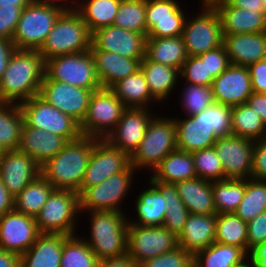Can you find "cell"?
<instances>
[{
	"label": "cell",
	"mask_w": 266,
	"mask_h": 267,
	"mask_svg": "<svg viewBox=\"0 0 266 267\" xmlns=\"http://www.w3.org/2000/svg\"><path fill=\"white\" fill-rule=\"evenodd\" d=\"M231 109L215 102L193 116L175 117L177 149L193 153L213 147L219 137L232 135Z\"/></svg>",
	"instance_id": "obj_1"
},
{
	"label": "cell",
	"mask_w": 266,
	"mask_h": 267,
	"mask_svg": "<svg viewBox=\"0 0 266 267\" xmlns=\"http://www.w3.org/2000/svg\"><path fill=\"white\" fill-rule=\"evenodd\" d=\"M45 60L38 50H18L11 55L0 79V102L18 103L39 94Z\"/></svg>",
	"instance_id": "obj_2"
},
{
	"label": "cell",
	"mask_w": 266,
	"mask_h": 267,
	"mask_svg": "<svg viewBox=\"0 0 266 267\" xmlns=\"http://www.w3.org/2000/svg\"><path fill=\"white\" fill-rule=\"evenodd\" d=\"M98 138L82 135L69 141L54 157L41 165V175L55 188L79 193L85 170Z\"/></svg>",
	"instance_id": "obj_3"
},
{
	"label": "cell",
	"mask_w": 266,
	"mask_h": 267,
	"mask_svg": "<svg viewBox=\"0 0 266 267\" xmlns=\"http://www.w3.org/2000/svg\"><path fill=\"white\" fill-rule=\"evenodd\" d=\"M121 211H91L89 238L82 239L89 245L97 260L127 254L128 219Z\"/></svg>",
	"instance_id": "obj_4"
},
{
	"label": "cell",
	"mask_w": 266,
	"mask_h": 267,
	"mask_svg": "<svg viewBox=\"0 0 266 267\" xmlns=\"http://www.w3.org/2000/svg\"><path fill=\"white\" fill-rule=\"evenodd\" d=\"M68 8L53 1H36L23 8L12 36L18 50H39L56 20Z\"/></svg>",
	"instance_id": "obj_5"
},
{
	"label": "cell",
	"mask_w": 266,
	"mask_h": 267,
	"mask_svg": "<svg viewBox=\"0 0 266 267\" xmlns=\"http://www.w3.org/2000/svg\"><path fill=\"white\" fill-rule=\"evenodd\" d=\"M92 46V33L82 16L68 7L56 20L38 52L44 60L60 55L84 52Z\"/></svg>",
	"instance_id": "obj_6"
},
{
	"label": "cell",
	"mask_w": 266,
	"mask_h": 267,
	"mask_svg": "<svg viewBox=\"0 0 266 267\" xmlns=\"http://www.w3.org/2000/svg\"><path fill=\"white\" fill-rule=\"evenodd\" d=\"M161 116L155 114L152 117L143 140L130 156V165L137 172L146 168L153 172L169 153L177 149V129L174 116L171 118Z\"/></svg>",
	"instance_id": "obj_7"
},
{
	"label": "cell",
	"mask_w": 266,
	"mask_h": 267,
	"mask_svg": "<svg viewBox=\"0 0 266 267\" xmlns=\"http://www.w3.org/2000/svg\"><path fill=\"white\" fill-rule=\"evenodd\" d=\"M79 214V193L55 189L35 219L40 233L70 236L76 234Z\"/></svg>",
	"instance_id": "obj_8"
},
{
	"label": "cell",
	"mask_w": 266,
	"mask_h": 267,
	"mask_svg": "<svg viewBox=\"0 0 266 267\" xmlns=\"http://www.w3.org/2000/svg\"><path fill=\"white\" fill-rule=\"evenodd\" d=\"M44 79H52L89 90L101 88L90 50L46 59Z\"/></svg>",
	"instance_id": "obj_9"
},
{
	"label": "cell",
	"mask_w": 266,
	"mask_h": 267,
	"mask_svg": "<svg viewBox=\"0 0 266 267\" xmlns=\"http://www.w3.org/2000/svg\"><path fill=\"white\" fill-rule=\"evenodd\" d=\"M136 170L130 165L126 170L111 175L100 184L87 187L80 195V212L122 211L123 199L134 184Z\"/></svg>",
	"instance_id": "obj_10"
},
{
	"label": "cell",
	"mask_w": 266,
	"mask_h": 267,
	"mask_svg": "<svg viewBox=\"0 0 266 267\" xmlns=\"http://www.w3.org/2000/svg\"><path fill=\"white\" fill-rule=\"evenodd\" d=\"M24 121L37 129L64 137L68 142L82 136L80 124L53 105L39 94L20 103Z\"/></svg>",
	"instance_id": "obj_11"
},
{
	"label": "cell",
	"mask_w": 266,
	"mask_h": 267,
	"mask_svg": "<svg viewBox=\"0 0 266 267\" xmlns=\"http://www.w3.org/2000/svg\"><path fill=\"white\" fill-rule=\"evenodd\" d=\"M126 109L110 88L93 91L87 113L80 124L84 136L105 139L119 122Z\"/></svg>",
	"instance_id": "obj_12"
},
{
	"label": "cell",
	"mask_w": 266,
	"mask_h": 267,
	"mask_svg": "<svg viewBox=\"0 0 266 267\" xmlns=\"http://www.w3.org/2000/svg\"><path fill=\"white\" fill-rule=\"evenodd\" d=\"M182 38L187 56H199L221 46L223 32L215 7L202 6L197 16L186 17Z\"/></svg>",
	"instance_id": "obj_13"
},
{
	"label": "cell",
	"mask_w": 266,
	"mask_h": 267,
	"mask_svg": "<svg viewBox=\"0 0 266 267\" xmlns=\"http://www.w3.org/2000/svg\"><path fill=\"white\" fill-rule=\"evenodd\" d=\"M177 247L178 237L164 226H138L128 223L127 254L138 266Z\"/></svg>",
	"instance_id": "obj_14"
},
{
	"label": "cell",
	"mask_w": 266,
	"mask_h": 267,
	"mask_svg": "<svg viewBox=\"0 0 266 267\" xmlns=\"http://www.w3.org/2000/svg\"><path fill=\"white\" fill-rule=\"evenodd\" d=\"M130 166V156L111 146L105 139H99L89 157L80 194L87 188L100 184L111 175L126 170Z\"/></svg>",
	"instance_id": "obj_15"
},
{
	"label": "cell",
	"mask_w": 266,
	"mask_h": 267,
	"mask_svg": "<svg viewBox=\"0 0 266 267\" xmlns=\"http://www.w3.org/2000/svg\"><path fill=\"white\" fill-rule=\"evenodd\" d=\"M255 141L240 136H222L214 143V149L220 158L224 179L251 178Z\"/></svg>",
	"instance_id": "obj_16"
},
{
	"label": "cell",
	"mask_w": 266,
	"mask_h": 267,
	"mask_svg": "<svg viewBox=\"0 0 266 267\" xmlns=\"http://www.w3.org/2000/svg\"><path fill=\"white\" fill-rule=\"evenodd\" d=\"M93 91L95 90L83 89L52 79H43L39 95L81 124L86 116Z\"/></svg>",
	"instance_id": "obj_17"
},
{
	"label": "cell",
	"mask_w": 266,
	"mask_h": 267,
	"mask_svg": "<svg viewBox=\"0 0 266 267\" xmlns=\"http://www.w3.org/2000/svg\"><path fill=\"white\" fill-rule=\"evenodd\" d=\"M177 1H146L147 38L182 36L187 16Z\"/></svg>",
	"instance_id": "obj_18"
},
{
	"label": "cell",
	"mask_w": 266,
	"mask_h": 267,
	"mask_svg": "<svg viewBox=\"0 0 266 267\" xmlns=\"http://www.w3.org/2000/svg\"><path fill=\"white\" fill-rule=\"evenodd\" d=\"M36 219L15 209L0 217V248L21 255L40 235Z\"/></svg>",
	"instance_id": "obj_19"
},
{
	"label": "cell",
	"mask_w": 266,
	"mask_h": 267,
	"mask_svg": "<svg viewBox=\"0 0 266 267\" xmlns=\"http://www.w3.org/2000/svg\"><path fill=\"white\" fill-rule=\"evenodd\" d=\"M146 38L144 34L110 25L92 33L90 50L113 52L123 57L143 60Z\"/></svg>",
	"instance_id": "obj_20"
},
{
	"label": "cell",
	"mask_w": 266,
	"mask_h": 267,
	"mask_svg": "<svg viewBox=\"0 0 266 267\" xmlns=\"http://www.w3.org/2000/svg\"><path fill=\"white\" fill-rule=\"evenodd\" d=\"M149 109L151 108H126L105 140L131 156L143 140L147 126L155 115Z\"/></svg>",
	"instance_id": "obj_21"
},
{
	"label": "cell",
	"mask_w": 266,
	"mask_h": 267,
	"mask_svg": "<svg viewBox=\"0 0 266 267\" xmlns=\"http://www.w3.org/2000/svg\"><path fill=\"white\" fill-rule=\"evenodd\" d=\"M40 174L41 165L25 153L18 150L2 152L0 179L13 197Z\"/></svg>",
	"instance_id": "obj_22"
},
{
	"label": "cell",
	"mask_w": 266,
	"mask_h": 267,
	"mask_svg": "<svg viewBox=\"0 0 266 267\" xmlns=\"http://www.w3.org/2000/svg\"><path fill=\"white\" fill-rule=\"evenodd\" d=\"M211 87L215 102L230 107L246 103L253 93L248 68L233 64L214 79Z\"/></svg>",
	"instance_id": "obj_23"
},
{
	"label": "cell",
	"mask_w": 266,
	"mask_h": 267,
	"mask_svg": "<svg viewBox=\"0 0 266 267\" xmlns=\"http://www.w3.org/2000/svg\"><path fill=\"white\" fill-rule=\"evenodd\" d=\"M230 64L245 66L266 59V32L223 35Z\"/></svg>",
	"instance_id": "obj_24"
},
{
	"label": "cell",
	"mask_w": 266,
	"mask_h": 267,
	"mask_svg": "<svg viewBox=\"0 0 266 267\" xmlns=\"http://www.w3.org/2000/svg\"><path fill=\"white\" fill-rule=\"evenodd\" d=\"M67 143L64 137L34 128L24 121L17 150L42 165L57 155Z\"/></svg>",
	"instance_id": "obj_25"
},
{
	"label": "cell",
	"mask_w": 266,
	"mask_h": 267,
	"mask_svg": "<svg viewBox=\"0 0 266 267\" xmlns=\"http://www.w3.org/2000/svg\"><path fill=\"white\" fill-rule=\"evenodd\" d=\"M221 19L223 35L266 32L265 12L244 10L227 1L214 6Z\"/></svg>",
	"instance_id": "obj_26"
},
{
	"label": "cell",
	"mask_w": 266,
	"mask_h": 267,
	"mask_svg": "<svg viewBox=\"0 0 266 267\" xmlns=\"http://www.w3.org/2000/svg\"><path fill=\"white\" fill-rule=\"evenodd\" d=\"M90 51L95 61L99 83L103 88H111L118 81L140 69L142 60L123 57L113 52Z\"/></svg>",
	"instance_id": "obj_27"
},
{
	"label": "cell",
	"mask_w": 266,
	"mask_h": 267,
	"mask_svg": "<svg viewBox=\"0 0 266 267\" xmlns=\"http://www.w3.org/2000/svg\"><path fill=\"white\" fill-rule=\"evenodd\" d=\"M216 214H189L178 236V245L194 255L215 242Z\"/></svg>",
	"instance_id": "obj_28"
},
{
	"label": "cell",
	"mask_w": 266,
	"mask_h": 267,
	"mask_svg": "<svg viewBox=\"0 0 266 267\" xmlns=\"http://www.w3.org/2000/svg\"><path fill=\"white\" fill-rule=\"evenodd\" d=\"M66 237L64 234L41 233L35 243L20 255V267H60Z\"/></svg>",
	"instance_id": "obj_29"
},
{
	"label": "cell",
	"mask_w": 266,
	"mask_h": 267,
	"mask_svg": "<svg viewBox=\"0 0 266 267\" xmlns=\"http://www.w3.org/2000/svg\"><path fill=\"white\" fill-rule=\"evenodd\" d=\"M177 193L191 214H217L212 182L198 177L175 183Z\"/></svg>",
	"instance_id": "obj_30"
},
{
	"label": "cell",
	"mask_w": 266,
	"mask_h": 267,
	"mask_svg": "<svg viewBox=\"0 0 266 267\" xmlns=\"http://www.w3.org/2000/svg\"><path fill=\"white\" fill-rule=\"evenodd\" d=\"M148 188L139 192L135 200V213L137 218L128 222L138 226H162L166 212V197L160 190L149 180Z\"/></svg>",
	"instance_id": "obj_31"
},
{
	"label": "cell",
	"mask_w": 266,
	"mask_h": 267,
	"mask_svg": "<svg viewBox=\"0 0 266 267\" xmlns=\"http://www.w3.org/2000/svg\"><path fill=\"white\" fill-rule=\"evenodd\" d=\"M140 69L145 75L151 95L158 102L164 103L179 82L180 70L149 61L146 57L141 61Z\"/></svg>",
	"instance_id": "obj_32"
},
{
	"label": "cell",
	"mask_w": 266,
	"mask_h": 267,
	"mask_svg": "<svg viewBox=\"0 0 266 267\" xmlns=\"http://www.w3.org/2000/svg\"><path fill=\"white\" fill-rule=\"evenodd\" d=\"M110 89L123 102L126 108H149L150 104L159 103L151 95L145 75L141 69L118 81Z\"/></svg>",
	"instance_id": "obj_33"
},
{
	"label": "cell",
	"mask_w": 266,
	"mask_h": 267,
	"mask_svg": "<svg viewBox=\"0 0 266 267\" xmlns=\"http://www.w3.org/2000/svg\"><path fill=\"white\" fill-rule=\"evenodd\" d=\"M151 176L159 182L175 184L197 177L192 153L175 149L153 170Z\"/></svg>",
	"instance_id": "obj_34"
},
{
	"label": "cell",
	"mask_w": 266,
	"mask_h": 267,
	"mask_svg": "<svg viewBox=\"0 0 266 267\" xmlns=\"http://www.w3.org/2000/svg\"><path fill=\"white\" fill-rule=\"evenodd\" d=\"M145 57L149 61L181 70L188 56L182 36H176L146 38Z\"/></svg>",
	"instance_id": "obj_35"
},
{
	"label": "cell",
	"mask_w": 266,
	"mask_h": 267,
	"mask_svg": "<svg viewBox=\"0 0 266 267\" xmlns=\"http://www.w3.org/2000/svg\"><path fill=\"white\" fill-rule=\"evenodd\" d=\"M249 259L240 247L213 242L193 255L194 267H237Z\"/></svg>",
	"instance_id": "obj_36"
},
{
	"label": "cell",
	"mask_w": 266,
	"mask_h": 267,
	"mask_svg": "<svg viewBox=\"0 0 266 267\" xmlns=\"http://www.w3.org/2000/svg\"><path fill=\"white\" fill-rule=\"evenodd\" d=\"M121 0H77L74 9L82 16L91 33L113 25Z\"/></svg>",
	"instance_id": "obj_37"
},
{
	"label": "cell",
	"mask_w": 266,
	"mask_h": 267,
	"mask_svg": "<svg viewBox=\"0 0 266 267\" xmlns=\"http://www.w3.org/2000/svg\"><path fill=\"white\" fill-rule=\"evenodd\" d=\"M24 116L20 104L0 102V150L13 151L19 146Z\"/></svg>",
	"instance_id": "obj_38"
},
{
	"label": "cell",
	"mask_w": 266,
	"mask_h": 267,
	"mask_svg": "<svg viewBox=\"0 0 266 267\" xmlns=\"http://www.w3.org/2000/svg\"><path fill=\"white\" fill-rule=\"evenodd\" d=\"M54 190L55 188L40 174L14 197V209L36 218Z\"/></svg>",
	"instance_id": "obj_39"
},
{
	"label": "cell",
	"mask_w": 266,
	"mask_h": 267,
	"mask_svg": "<svg viewBox=\"0 0 266 267\" xmlns=\"http://www.w3.org/2000/svg\"><path fill=\"white\" fill-rule=\"evenodd\" d=\"M149 180L166 197L167 212L162 226L178 237L190 214L189 210L179 197L175 184L156 181L152 176L149 177Z\"/></svg>",
	"instance_id": "obj_40"
},
{
	"label": "cell",
	"mask_w": 266,
	"mask_h": 267,
	"mask_svg": "<svg viewBox=\"0 0 266 267\" xmlns=\"http://www.w3.org/2000/svg\"><path fill=\"white\" fill-rule=\"evenodd\" d=\"M231 132L234 136L257 141L266 137V125L261 117L244 103L231 109Z\"/></svg>",
	"instance_id": "obj_41"
},
{
	"label": "cell",
	"mask_w": 266,
	"mask_h": 267,
	"mask_svg": "<svg viewBox=\"0 0 266 267\" xmlns=\"http://www.w3.org/2000/svg\"><path fill=\"white\" fill-rule=\"evenodd\" d=\"M215 242L238 246L248 254L247 222L235 213L216 214Z\"/></svg>",
	"instance_id": "obj_42"
},
{
	"label": "cell",
	"mask_w": 266,
	"mask_h": 267,
	"mask_svg": "<svg viewBox=\"0 0 266 267\" xmlns=\"http://www.w3.org/2000/svg\"><path fill=\"white\" fill-rule=\"evenodd\" d=\"M217 214L234 213L246 191V179H224L212 182Z\"/></svg>",
	"instance_id": "obj_43"
},
{
	"label": "cell",
	"mask_w": 266,
	"mask_h": 267,
	"mask_svg": "<svg viewBox=\"0 0 266 267\" xmlns=\"http://www.w3.org/2000/svg\"><path fill=\"white\" fill-rule=\"evenodd\" d=\"M266 211V180L246 179V191L234 212L243 221L249 222Z\"/></svg>",
	"instance_id": "obj_44"
},
{
	"label": "cell",
	"mask_w": 266,
	"mask_h": 267,
	"mask_svg": "<svg viewBox=\"0 0 266 267\" xmlns=\"http://www.w3.org/2000/svg\"><path fill=\"white\" fill-rule=\"evenodd\" d=\"M146 1L121 0L113 25L147 37Z\"/></svg>",
	"instance_id": "obj_45"
},
{
	"label": "cell",
	"mask_w": 266,
	"mask_h": 267,
	"mask_svg": "<svg viewBox=\"0 0 266 267\" xmlns=\"http://www.w3.org/2000/svg\"><path fill=\"white\" fill-rule=\"evenodd\" d=\"M70 235L63 241L60 267H97V257L79 236Z\"/></svg>",
	"instance_id": "obj_46"
},
{
	"label": "cell",
	"mask_w": 266,
	"mask_h": 267,
	"mask_svg": "<svg viewBox=\"0 0 266 267\" xmlns=\"http://www.w3.org/2000/svg\"><path fill=\"white\" fill-rule=\"evenodd\" d=\"M186 85V86H185ZM186 87V88H185ZM181 106L186 116H193L215 103L211 86L184 84L181 90Z\"/></svg>",
	"instance_id": "obj_47"
},
{
	"label": "cell",
	"mask_w": 266,
	"mask_h": 267,
	"mask_svg": "<svg viewBox=\"0 0 266 267\" xmlns=\"http://www.w3.org/2000/svg\"><path fill=\"white\" fill-rule=\"evenodd\" d=\"M194 169L198 178L207 181L224 180V169L214 147L205 148L192 153Z\"/></svg>",
	"instance_id": "obj_48"
},
{
	"label": "cell",
	"mask_w": 266,
	"mask_h": 267,
	"mask_svg": "<svg viewBox=\"0 0 266 267\" xmlns=\"http://www.w3.org/2000/svg\"><path fill=\"white\" fill-rule=\"evenodd\" d=\"M191 85L211 86L214 78L207 76L206 52L199 56H188L180 70V79Z\"/></svg>",
	"instance_id": "obj_49"
},
{
	"label": "cell",
	"mask_w": 266,
	"mask_h": 267,
	"mask_svg": "<svg viewBox=\"0 0 266 267\" xmlns=\"http://www.w3.org/2000/svg\"><path fill=\"white\" fill-rule=\"evenodd\" d=\"M139 267H193V255L179 246L142 262Z\"/></svg>",
	"instance_id": "obj_50"
},
{
	"label": "cell",
	"mask_w": 266,
	"mask_h": 267,
	"mask_svg": "<svg viewBox=\"0 0 266 267\" xmlns=\"http://www.w3.org/2000/svg\"><path fill=\"white\" fill-rule=\"evenodd\" d=\"M229 65V58L223 44L206 52L207 76H212L215 79L226 70Z\"/></svg>",
	"instance_id": "obj_51"
},
{
	"label": "cell",
	"mask_w": 266,
	"mask_h": 267,
	"mask_svg": "<svg viewBox=\"0 0 266 267\" xmlns=\"http://www.w3.org/2000/svg\"><path fill=\"white\" fill-rule=\"evenodd\" d=\"M248 255L257 245L266 242V211L247 222Z\"/></svg>",
	"instance_id": "obj_52"
},
{
	"label": "cell",
	"mask_w": 266,
	"mask_h": 267,
	"mask_svg": "<svg viewBox=\"0 0 266 267\" xmlns=\"http://www.w3.org/2000/svg\"><path fill=\"white\" fill-rule=\"evenodd\" d=\"M23 8L0 7V38L12 40Z\"/></svg>",
	"instance_id": "obj_53"
},
{
	"label": "cell",
	"mask_w": 266,
	"mask_h": 267,
	"mask_svg": "<svg viewBox=\"0 0 266 267\" xmlns=\"http://www.w3.org/2000/svg\"><path fill=\"white\" fill-rule=\"evenodd\" d=\"M251 178L266 180V137L255 141Z\"/></svg>",
	"instance_id": "obj_54"
},
{
	"label": "cell",
	"mask_w": 266,
	"mask_h": 267,
	"mask_svg": "<svg viewBox=\"0 0 266 267\" xmlns=\"http://www.w3.org/2000/svg\"><path fill=\"white\" fill-rule=\"evenodd\" d=\"M252 91L266 94V59L249 65L248 67Z\"/></svg>",
	"instance_id": "obj_55"
},
{
	"label": "cell",
	"mask_w": 266,
	"mask_h": 267,
	"mask_svg": "<svg viewBox=\"0 0 266 267\" xmlns=\"http://www.w3.org/2000/svg\"><path fill=\"white\" fill-rule=\"evenodd\" d=\"M16 50L14 43L10 39L0 38V79L5 72L9 59Z\"/></svg>",
	"instance_id": "obj_56"
},
{
	"label": "cell",
	"mask_w": 266,
	"mask_h": 267,
	"mask_svg": "<svg viewBox=\"0 0 266 267\" xmlns=\"http://www.w3.org/2000/svg\"><path fill=\"white\" fill-rule=\"evenodd\" d=\"M246 104L257 113L266 125V94L252 93Z\"/></svg>",
	"instance_id": "obj_57"
},
{
	"label": "cell",
	"mask_w": 266,
	"mask_h": 267,
	"mask_svg": "<svg viewBox=\"0 0 266 267\" xmlns=\"http://www.w3.org/2000/svg\"><path fill=\"white\" fill-rule=\"evenodd\" d=\"M97 267H139L128 254L98 261Z\"/></svg>",
	"instance_id": "obj_58"
},
{
	"label": "cell",
	"mask_w": 266,
	"mask_h": 267,
	"mask_svg": "<svg viewBox=\"0 0 266 267\" xmlns=\"http://www.w3.org/2000/svg\"><path fill=\"white\" fill-rule=\"evenodd\" d=\"M14 209V197L8 192L0 179V217Z\"/></svg>",
	"instance_id": "obj_59"
},
{
	"label": "cell",
	"mask_w": 266,
	"mask_h": 267,
	"mask_svg": "<svg viewBox=\"0 0 266 267\" xmlns=\"http://www.w3.org/2000/svg\"><path fill=\"white\" fill-rule=\"evenodd\" d=\"M249 260L256 267H266V242L257 245L250 251Z\"/></svg>",
	"instance_id": "obj_60"
},
{
	"label": "cell",
	"mask_w": 266,
	"mask_h": 267,
	"mask_svg": "<svg viewBox=\"0 0 266 267\" xmlns=\"http://www.w3.org/2000/svg\"><path fill=\"white\" fill-rule=\"evenodd\" d=\"M230 5L244 9L254 10L255 12H264L261 0H226Z\"/></svg>",
	"instance_id": "obj_61"
},
{
	"label": "cell",
	"mask_w": 266,
	"mask_h": 267,
	"mask_svg": "<svg viewBox=\"0 0 266 267\" xmlns=\"http://www.w3.org/2000/svg\"><path fill=\"white\" fill-rule=\"evenodd\" d=\"M0 267H20V255L0 248Z\"/></svg>",
	"instance_id": "obj_62"
},
{
	"label": "cell",
	"mask_w": 266,
	"mask_h": 267,
	"mask_svg": "<svg viewBox=\"0 0 266 267\" xmlns=\"http://www.w3.org/2000/svg\"><path fill=\"white\" fill-rule=\"evenodd\" d=\"M34 0H0V7L24 8Z\"/></svg>",
	"instance_id": "obj_63"
},
{
	"label": "cell",
	"mask_w": 266,
	"mask_h": 267,
	"mask_svg": "<svg viewBox=\"0 0 266 267\" xmlns=\"http://www.w3.org/2000/svg\"><path fill=\"white\" fill-rule=\"evenodd\" d=\"M201 6H207V7H214L220 2L226 1V0H200Z\"/></svg>",
	"instance_id": "obj_64"
},
{
	"label": "cell",
	"mask_w": 266,
	"mask_h": 267,
	"mask_svg": "<svg viewBox=\"0 0 266 267\" xmlns=\"http://www.w3.org/2000/svg\"><path fill=\"white\" fill-rule=\"evenodd\" d=\"M36 1H53V2H57V3L60 2V3H63L64 5H67L68 7H74L77 0H36ZM66 1H68V2H66ZM69 3H70V5H69Z\"/></svg>",
	"instance_id": "obj_65"
},
{
	"label": "cell",
	"mask_w": 266,
	"mask_h": 267,
	"mask_svg": "<svg viewBox=\"0 0 266 267\" xmlns=\"http://www.w3.org/2000/svg\"><path fill=\"white\" fill-rule=\"evenodd\" d=\"M237 267H256L255 264H253L249 259L245 261L242 265Z\"/></svg>",
	"instance_id": "obj_66"
},
{
	"label": "cell",
	"mask_w": 266,
	"mask_h": 267,
	"mask_svg": "<svg viewBox=\"0 0 266 267\" xmlns=\"http://www.w3.org/2000/svg\"><path fill=\"white\" fill-rule=\"evenodd\" d=\"M261 1H262V3H263L264 12H265V14H266V0H261Z\"/></svg>",
	"instance_id": "obj_67"
}]
</instances>
